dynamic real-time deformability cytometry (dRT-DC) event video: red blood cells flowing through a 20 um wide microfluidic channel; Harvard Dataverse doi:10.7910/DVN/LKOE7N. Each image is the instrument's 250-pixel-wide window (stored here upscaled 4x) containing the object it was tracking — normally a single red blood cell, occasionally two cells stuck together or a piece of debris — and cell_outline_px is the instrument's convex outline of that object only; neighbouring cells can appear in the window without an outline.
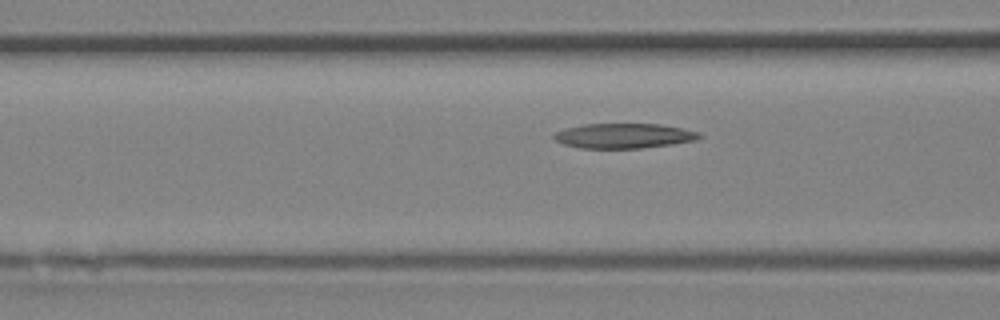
{"species": "Egyptian fruit bat (a non-hibernating species)", "species_latin": "Rousettus aegyptiacus", "temperature_condition": "room temperature", "stored_images_in_passage": 5, "camera_frame_rate_fps": 3000, "um_per_image_px": 0.085, "animal": {"sex": "female"}, "frame": {"image": 1, "passage_image": 5, "time_ms": 1.333, "image_size_px": [1000, 320], "cell_outline_px": [[704, 136], [696, 140], [672, 144], [640, 148], [580, 148], [564, 144], [556, 140], [552, 136], [556, 132], [564, 128], [584, 124], [660, 124], [700, 132]], "centroid_in_image_um": [53.03, 11.54], "position_along_channel_um": 113.6, "area_um2": 21.04}}